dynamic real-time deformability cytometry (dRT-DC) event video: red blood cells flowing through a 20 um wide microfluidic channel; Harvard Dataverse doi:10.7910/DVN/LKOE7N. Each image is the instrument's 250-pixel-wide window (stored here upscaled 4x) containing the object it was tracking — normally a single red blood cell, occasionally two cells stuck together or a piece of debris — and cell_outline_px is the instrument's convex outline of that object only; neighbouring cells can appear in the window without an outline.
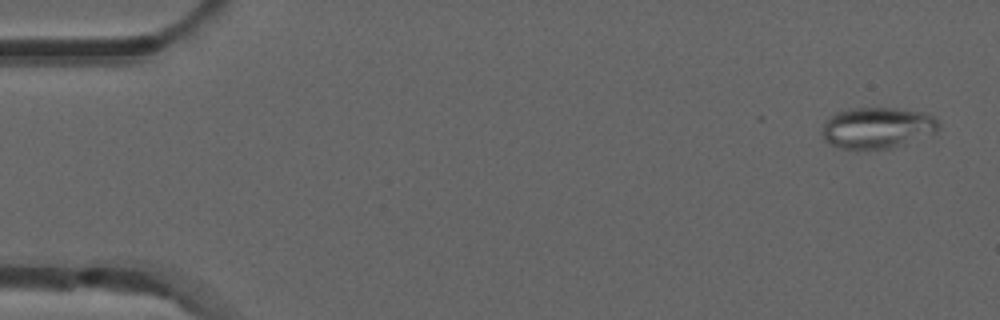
{"species": "common noctule bat (a hibernating species)", "species_latin": "Nyctalus noctula", "temperature_condition": "room temperature", "stored_images_in_passage": 10, "segment_of_instrument_passage": [1, 2], "camera_frame_rate_fps": 3000, "um_per_image_px": 0.085, "animal": {"sex": "male", "forearm_length_mm": 52.5}, "frame": {"image": 1, "passage_image": 1, "time_ms": 0.0, "image_size_px": [1000, 320], "cell_outline_px": [[940, 128], [936, 132], [904, 144], [892, 148], [856, 152], [840, 148], [824, 140], [820, 132], [824, 120], [828, 116], [836, 112], [848, 108], [896, 108], [928, 112], [940, 124]], "centroid_in_image_um": [74.51, 10.88], "position_along_channel_um": 10.5, "area_um2": 28.96}}
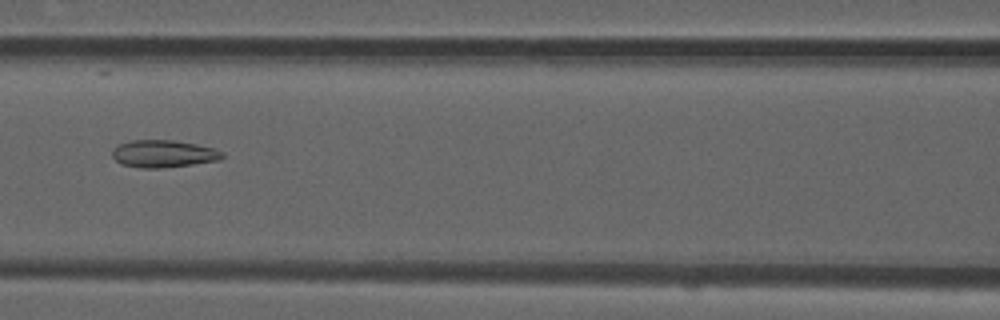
{"frame": {"image": 2, "passage_image": 7, "time_ms": 2.0, "image_size_px": [1000, 320], "cell_outline_px": [[224, 156], [220, 160], [192, 164], [160, 168], [144, 168], [120, 164], [112, 156], [112, 148], [120, 144], [132, 140], [172, 140], [196, 144], [212, 148], [224, 152]], "centroid_in_image_um": [13.88, 13.07], "position_along_channel_um": 152.7, "area_um2": 17.46}}
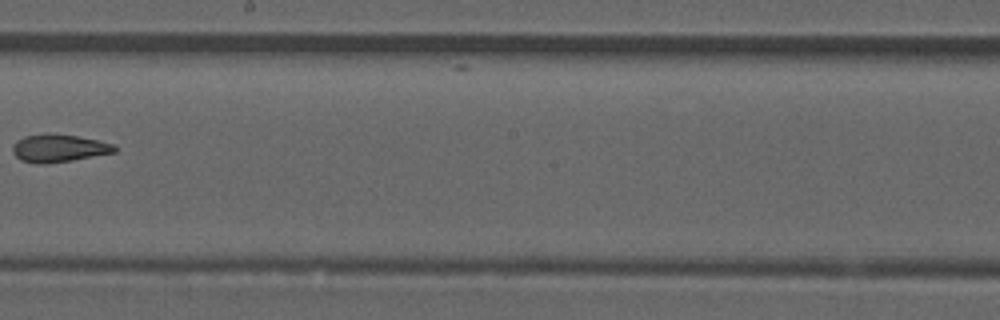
{"frame": {"image": 3, "passage_image": 9, "time_ms": 2.667, "image_size_px": [1000, 320], "cell_outline_px": [[116, 152], [72, 160], [44, 164], [36, 164], [20, 160], [12, 152], [12, 148], [16, 140], [24, 136], [76, 136], [96, 140], [112, 144], [116, 148]], "centroid_in_image_um": [4.97, 12.64], "position_along_channel_um": 243.2, "area_um2": 15.78}}